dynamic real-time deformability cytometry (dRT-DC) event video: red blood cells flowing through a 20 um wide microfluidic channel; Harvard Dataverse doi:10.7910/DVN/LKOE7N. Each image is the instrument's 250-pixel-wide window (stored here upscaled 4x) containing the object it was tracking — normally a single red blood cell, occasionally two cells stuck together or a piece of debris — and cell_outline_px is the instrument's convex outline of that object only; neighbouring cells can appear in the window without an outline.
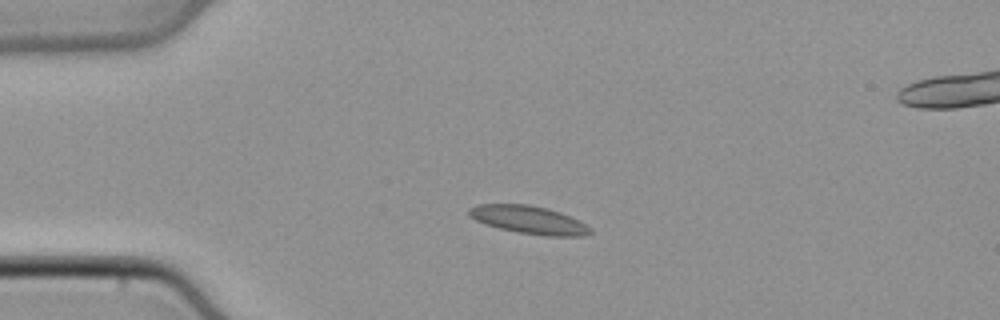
{"species": "common noctule bat (a hibernating species)", "species_latin": "Nyctalus noctula", "temperature_condition": "cold", "stored_images_in_passage": 4, "camera_frame_rate_fps": 3000, "um_per_image_px": 0.085, "animal": {"sex": "male", "body_mass_g": 21.5, "forearm_length_mm": 52.0}, "frame": {"image": 1, "passage_image": 1, "time_ms": 0.0, "image_size_px": [1000, 320], "cell_outline_px": [[592, 232], [584, 236], [544, 236], [516, 232], [484, 224], [468, 216], [468, 208], [476, 204], [528, 204], [548, 208], [560, 212], [592, 228]], "centroid_in_image_um": [44.91, 18.68], "position_along_channel_um": 40.1, "area_um2": 19.83}}